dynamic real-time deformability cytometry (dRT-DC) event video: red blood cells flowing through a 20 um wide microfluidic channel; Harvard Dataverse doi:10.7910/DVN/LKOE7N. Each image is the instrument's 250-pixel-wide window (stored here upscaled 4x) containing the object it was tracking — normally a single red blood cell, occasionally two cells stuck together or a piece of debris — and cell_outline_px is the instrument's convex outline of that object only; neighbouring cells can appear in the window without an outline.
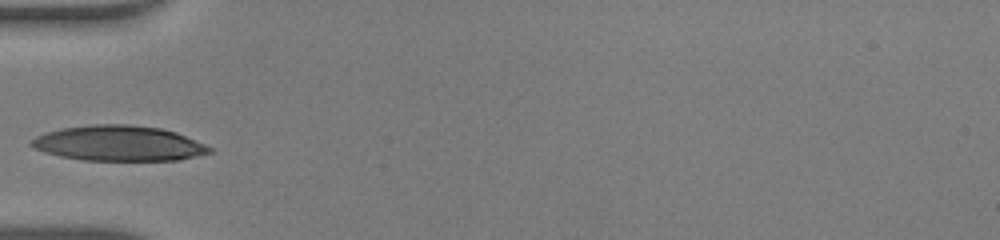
{"species": "human", "species_latin": "Homo sapiens", "temperature_condition": "warm", "stored_images_in_passage": 24, "camera_frame_rate_fps": 3000, "um_per_image_px": 0.085, "donor": {"sex": "male"}, "frame": {"image": 1, "passage_image": 1, "time_ms": 0.0, "image_size_px": [1000, 240], "cell_outline_px": [[212, 152], [180, 160], [84, 160], [60, 156], [44, 152], [32, 148], [28, 144], [36, 136], [48, 132], [64, 128], [92, 124], [128, 124], [160, 128], [176, 132], [204, 144], [212, 148]], "centroid_in_image_um": [10.08, 12.18], "position_along_channel_um": 74.9, "area_um2": 36.47}}
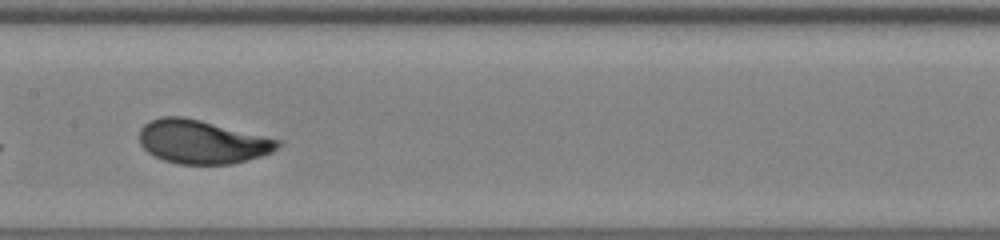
{"frame": {"image": 2, "passage_image": 9, "time_ms": 2.667, "image_size_px": [1000, 240], "cell_outline_px": [[280, 148], [272, 152], [260, 156], [232, 164], [180, 164], [164, 160], [148, 152], [140, 144], [140, 128], [148, 120], [160, 116], [184, 116], [280, 140]], "centroid_in_image_um": [17.15, 12.05], "position_along_channel_um": 190.3, "area_um2": 35.03}}
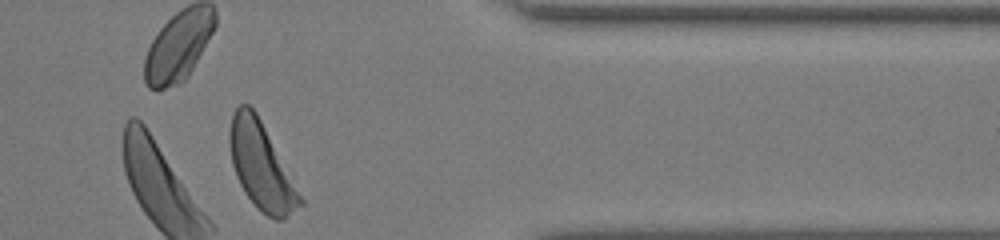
{"frame": {"image": 3, "passage_image": 24, "time_ms": 7.667, "image_size_px": [1000, 240], "cell_outline_px": [[304, 204], [284, 220], [276, 220], [268, 216], [256, 208], [244, 192], [236, 176], [232, 164], [228, 140], [228, 132], [232, 116], [236, 108], [240, 104], [248, 104], [256, 112], [304, 200]], "centroid_in_image_um": [22.19, 14.15], "position_along_channel_um": 389.2, "area_um2": 35.37}}